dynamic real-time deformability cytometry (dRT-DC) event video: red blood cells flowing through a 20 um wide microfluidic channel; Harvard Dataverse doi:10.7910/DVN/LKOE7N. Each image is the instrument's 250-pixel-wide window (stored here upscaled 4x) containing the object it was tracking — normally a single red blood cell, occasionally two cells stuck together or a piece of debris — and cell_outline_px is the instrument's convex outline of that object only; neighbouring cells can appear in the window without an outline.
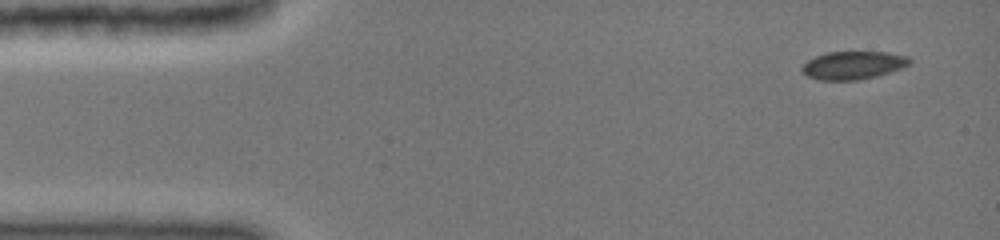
{"species": "common noctule bat (a hibernating species)", "species_latin": "Nyctalus noctula", "temperature_condition": "cold", "stored_images_in_passage": 4, "camera_frame_rate_fps": 3000, "um_per_image_px": 0.085, "animal": {"sex": "female", "body_mass_g": 19.0, "forearm_length_mm": 51.5}, "frame": {"image": 1, "passage_image": 1, "time_ms": 0.0, "image_size_px": [1000, 240], "cell_outline_px": [[912, 60], [908, 64], [900, 68], [876, 76], [856, 80], [820, 80], [808, 76], [804, 72], [804, 64], [808, 60], [816, 56], [828, 52], [884, 52], [908, 56]], "centroid_in_image_um": [72.53, 5.54], "position_along_channel_um": 12.5, "area_um2": 17.17}}
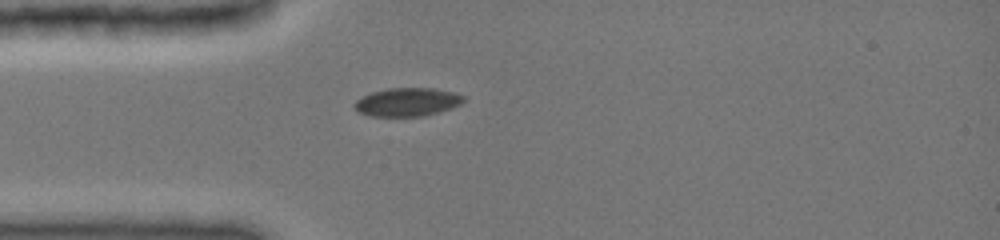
{"frame": {"image": 2, "passage_image": 4, "time_ms": 3.333, "image_size_px": [1000, 240], "cell_outline_px": [[464, 100], [460, 104], [436, 112], [420, 116], [372, 116], [360, 112], [356, 108], [356, 100], [372, 92], [388, 88], [432, 88], [452, 92], [464, 96]], "centroid_in_image_um": [34.61, 8.66], "position_along_channel_um": 50.4, "area_um2": 17.51}}